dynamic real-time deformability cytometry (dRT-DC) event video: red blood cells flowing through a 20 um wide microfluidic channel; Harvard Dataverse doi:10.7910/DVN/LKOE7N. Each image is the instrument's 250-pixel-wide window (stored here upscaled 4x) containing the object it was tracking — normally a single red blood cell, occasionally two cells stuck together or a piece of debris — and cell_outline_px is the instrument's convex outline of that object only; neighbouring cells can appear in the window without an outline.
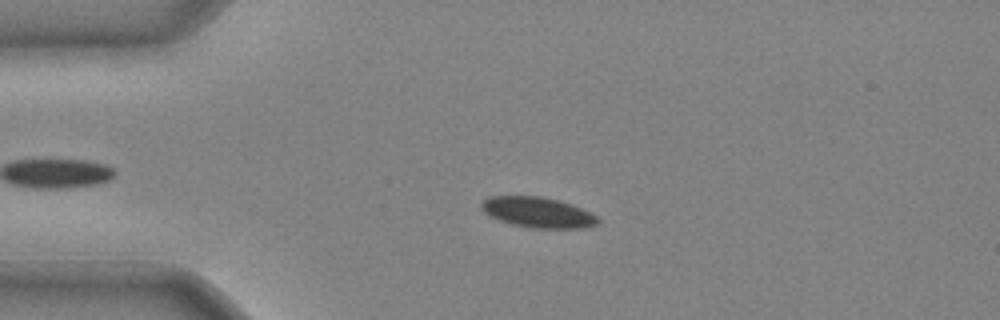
{"species": "common noctule bat (a hibernating species)", "species_latin": "Nyctalus noctula", "temperature_condition": "cold", "stored_images_in_passage": 43, "camera_frame_rate_fps": 3000, "um_per_image_px": 0.085, "animal": {"sex": "male", "body_mass_g": 20.4}, "frame": {"image": 1, "passage_image": 10, "time_ms": 3.0, "image_size_px": [1000, 320], "cell_outline_px": [[600, 220], [596, 224], [580, 228], [532, 228], [512, 224], [500, 220], [484, 212], [480, 204], [488, 196], [540, 196], [560, 200], [572, 204], [592, 212]], "centroid_in_image_um": [45.73, 18.04], "position_along_channel_um": 39.3, "area_um2": 20.63}}
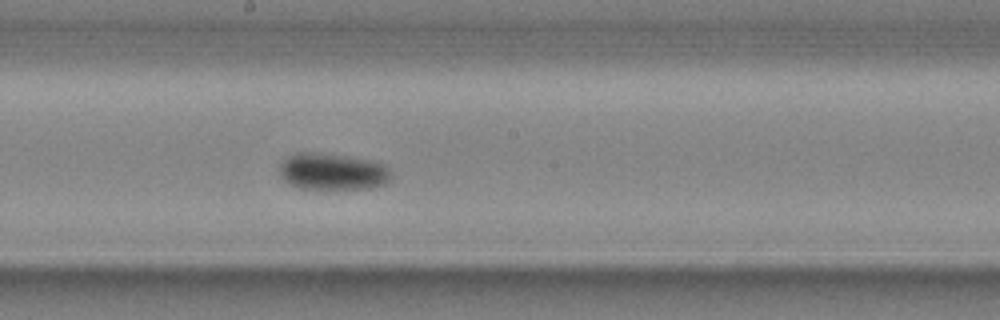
{"frame": {"image": 2, "passage_image": 24, "time_ms": 7.667, "image_size_px": [1000, 320], "cell_outline_px": [[392, 180], [384, 184], [372, 188], [300, 188], [288, 184], [280, 176], [280, 164], [288, 156], [296, 152], [320, 152], [372, 160], [384, 164], [388, 168]], "centroid_in_image_um": [28.26, 14.57], "position_along_channel_um": 219.9, "area_um2": 23.99}}
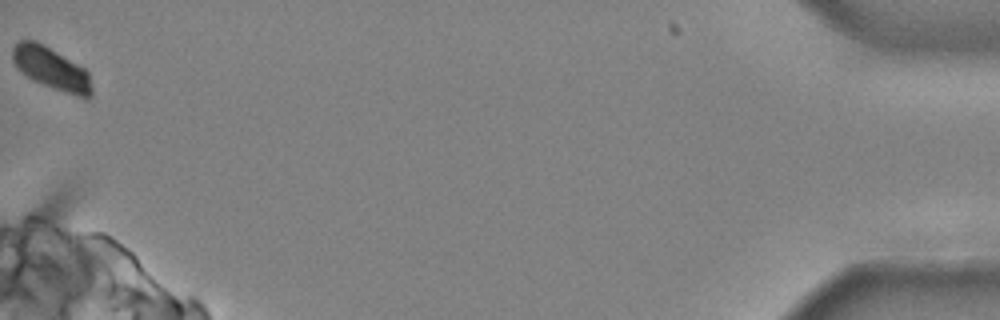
{"frame": {"image": 3, "passage_image": 43, "time_ms": 14.0, "image_size_px": [1000, 320], "cell_outline_px": [[92, 96], [88, 100], [84, 100], [52, 88], [32, 80], [16, 68], [12, 60], [12, 48], [20, 40], [36, 40], [44, 44], [84, 68], [88, 72], [92, 88]], "centroid_in_image_um": [4.38, 5.85], "position_along_channel_um": 430.8, "area_um2": 19.88}}